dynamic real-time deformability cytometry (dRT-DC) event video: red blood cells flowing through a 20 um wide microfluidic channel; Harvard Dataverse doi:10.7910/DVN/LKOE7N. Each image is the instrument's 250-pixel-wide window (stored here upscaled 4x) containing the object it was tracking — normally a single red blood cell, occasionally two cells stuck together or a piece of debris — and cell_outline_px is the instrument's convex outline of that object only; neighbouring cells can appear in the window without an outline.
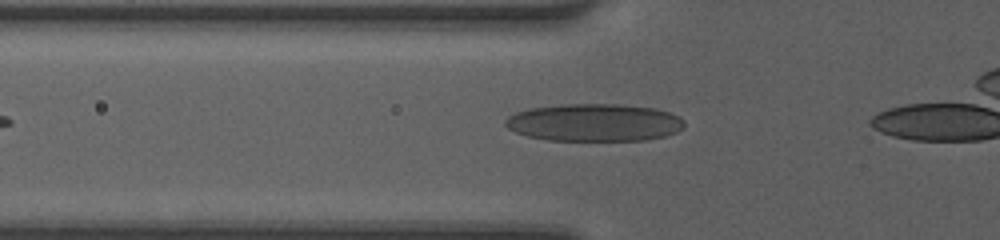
{"species": "human", "species_latin": "Homo sapiens", "temperature_condition": "room temperature", "stored_images_in_passage": 14, "camera_frame_rate_fps": 3000, "um_per_image_px": 0.085, "donor": {"sex": "female"}, "frame": {"image": 1, "passage_image": 3, "time_ms": 0.667, "image_size_px": [1000, 240], "cell_outline_px": [[684, 128], [676, 132], [664, 136], [644, 140], [548, 140], [528, 136], [516, 132], [508, 128], [504, 124], [504, 120], [508, 116], [516, 112], [528, 108], [560, 104], [616, 104], [656, 108], [680, 116], [684, 120]], "centroid_in_image_um": [50.51, 10.4], "position_along_channel_um": 75.3, "area_um2": 39.3}}
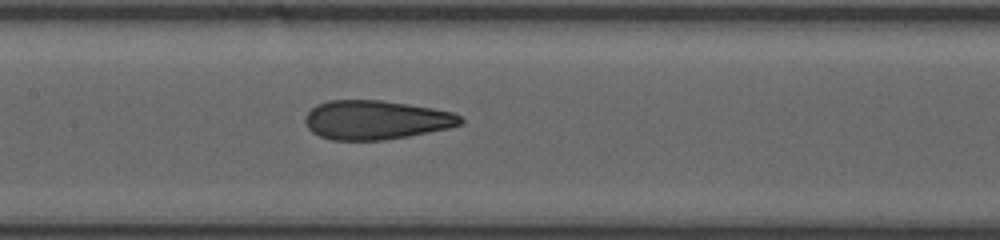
{"frame": {"image": 2, "passage_image": 10, "time_ms": 3.0, "image_size_px": [1000, 240], "cell_outline_px": [[464, 124], [448, 128], [408, 136], [384, 140], [332, 140], [320, 136], [312, 132], [308, 128], [304, 120], [304, 116], [316, 104], [328, 100], [380, 100], [408, 104], [432, 108], [452, 112], [460, 116], [464, 120]], "centroid_in_image_um": [31.94, 10.19], "position_along_channel_um": 175.5, "area_um2": 35.43}}
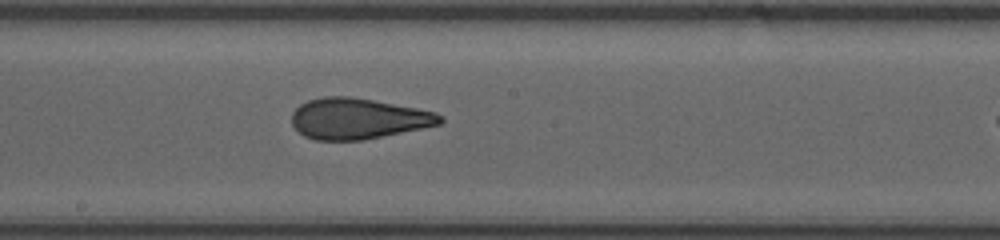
{"frame": {"image": 3, "passage_image": 13, "time_ms": 4.0, "image_size_px": [1000, 240], "cell_outline_px": [[444, 120], [440, 124], [364, 140], [316, 140], [304, 136], [292, 124], [292, 112], [300, 104], [308, 100], [324, 96], [348, 96], [372, 100], [416, 108], [436, 112], [444, 116]], "centroid_in_image_um": [30.42, 10.08], "position_along_channel_um": 217.8, "area_um2": 35.14}}